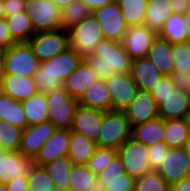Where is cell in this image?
Masks as SVG:
<instances>
[{
    "instance_id": "cb8c5ba5",
    "label": "cell",
    "mask_w": 190,
    "mask_h": 191,
    "mask_svg": "<svg viewBox=\"0 0 190 191\" xmlns=\"http://www.w3.org/2000/svg\"><path fill=\"white\" fill-rule=\"evenodd\" d=\"M78 104L101 111H112V100L104 80L94 82L78 100Z\"/></svg>"
},
{
    "instance_id": "b9f144b4",
    "label": "cell",
    "mask_w": 190,
    "mask_h": 191,
    "mask_svg": "<svg viewBox=\"0 0 190 191\" xmlns=\"http://www.w3.org/2000/svg\"><path fill=\"white\" fill-rule=\"evenodd\" d=\"M118 155V151L112 148L98 147L86 164L89 170L96 176Z\"/></svg>"
},
{
    "instance_id": "9f6ffc18",
    "label": "cell",
    "mask_w": 190,
    "mask_h": 191,
    "mask_svg": "<svg viewBox=\"0 0 190 191\" xmlns=\"http://www.w3.org/2000/svg\"><path fill=\"white\" fill-rule=\"evenodd\" d=\"M182 85L190 93V74L182 81Z\"/></svg>"
},
{
    "instance_id": "e575fe53",
    "label": "cell",
    "mask_w": 190,
    "mask_h": 191,
    "mask_svg": "<svg viewBox=\"0 0 190 191\" xmlns=\"http://www.w3.org/2000/svg\"><path fill=\"white\" fill-rule=\"evenodd\" d=\"M174 69L172 77L182 82L190 74V43L172 44Z\"/></svg>"
},
{
    "instance_id": "3957f363",
    "label": "cell",
    "mask_w": 190,
    "mask_h": 191,
    "mask_svg": "<svg viewBox=\"0 0 190 191\" xmlns=\"http://www.w3.org/2000/svg\"><path fill=\"white\" fill-rule=\"evenodd\" d=\"M67 31L69 47L83 60L92 56L97 45L104 39L101 26L92 13Z\"/></svg>"
},
{
    "instance_id": "5b68a950",
    "label": "cell",
    "mask_w": 190,
    "mask_h": 191,
    "mask_svg": "<svg viewBox=\"0 0 190 191\" xmlns=\"http://www.w3.org/2000/svg\"><path fill=\"white\" fill-rule=\"evenodd\" d=\"M48 121L56 129L71 130L75 108L78 100L73 98L64 87L46 94Z\"/></svg>"
},
{
    "instance_id": "7402d4cb",
    "label": "cell",
    "mask_w": 190,
    "mask_h": 191,
    "mask_svg": "<svg viewBox=\"0 0 190 191\" xmlns=\"http://www.w3.org/2000/svg\"><path fill=\"white\" fill-rule=\"evenodd\" d=\"M82 60L83 59L69 47L61 54L45 60L41 62V64L63 83L64 80L78 68Z\"/></svg>"
},
{
    "instance_id": "f907efd6",
    "label": "cell",
    "mask_w": 190,
    "mask_h": 191,
    "mask_svg": "<svg viewBox=\"0 0 190 191\" xmlns=\"http://www.w3.org/2000/svg\"><path fill=\"white\" fill-rule=\"evenodd\" d=\"M91 12L97 8L113 3L115 0H83Z\"/></svg>"
},
{
    "instance_id": "f35d334b",
    "label": "cell",
    "mask_w": 190,
    "mask_h": 191,
    "mask_svg": "<svg viewBox=\"0 0 190 191\" xmlns=\"http://www.w3.org/2000/svg\"><path fill=\"white\" fill-rule=\"evenodd\" d=\"M134 191H171V186L156 171H150L135 179Z\"/></svg>"
},
{
    "instance_id": "4fadbf2b",
    "label": "cell",
    "mask_w": 190,
    "mask_h": 191,
    "mask_svg": "<svg viewBox=\"0 0 190 191\" xmlns=\"http://www.w3.org/2000/svg\"><path fill=\"white\" fill-rule=\"evenodd\" d=\"M157 35L145 25L130 26L124 34L122 44L132 61L141 59L147 57Z\"/></svg>"
},
{
    "instance_id": "681fc988",
    "label": "cell",
    "mask_w": 190,
    "mask_h": 191,
    "mask_svg": "<svg viewBox=\"0 0 190 191\" xmlns=\"http://www.w3.org/2000/svg\"><path fill=\"white\" fill-rule=\"evenodd\" d=\"M173 13L185 14L190 11V0H171Z\"/></svg>"
},
{
    "instance_id": "1f68e13d",
    "label": "cell",
    "mask_w": 190,
    "mask_h": 191,
    "mask_svg": "<svg viewBox=\"0 0 190 191\" xmlns=\"http://www.w3.org/2000/svg\"><path fill=\"white\" fill-rule=\"evenodd\" d=\"M73 165V162L67 156H63L43 167L52 178L55 189L58 191H68L70 173Z\"/></svg>"
},
{
    "instance_id": "f5cc1de1",
    "label": "cell",
    "mask_w": 190,
    "mask_h": 191,
    "mask_svg": "<svg viewBox=\"0 0 190 191\" xmlns=\"http://www.w3.org/2000/svg\"><path fill=\"white\" fill-rule=\"evenodd\" d=\"M184 25L187 33V42L190 43V11L183 14Z\"/></svg>"
},
{
    "instance_id": "ac0fdd59",
    "label": "cell",
    "mask_w": 190,
    "mask_h": 191,
    "mask_svg": "<svg viewBox=\"0 0 190 191\" xmlns=\"http://www.w3.org/2000/svg\"><path fill=\"white\" fill-rule=\"evenodd\" d=\"M68 151L69 130L56 129L34 158V163L43 167L57 158L67 156Z\"/></svg>"
},
{
    "instance_id": "8fae6325",
    "label": "cell",
    "mask_w": 190,
    "mask_h": 191,
    "mask_svg": "<svg viewBox=\"0 0 190 191\" xmlns=\"http://www.w3.org/2000/svg\"><path fill=\"white\" fill-rule=\"evenodd\" d=\"M92 14L101 26L104 39L122 42L129 27L117 1L97 8Z\"/></svg>"
},
{
    "instance_id": "d6a6232c",
    "label": "cell",
    "mask_w": 190,
    "mask_h": 191,
    "mask_svg": "<svg viewBox=\"0 0 190 191\" xmlns=\"http://www.w3.org/2000/svg\"><path fill=\"white\" fill-rule=\"evenodd\" d=\"M12 39L18 42H27L35 31L27 12H18L5 17Z\"/></svg>"
},
{
    "instance_id": "d590c367",
    "label": "cell",
    "mask_w": 190,
    "mask_h": 191,
    "mask_svg": "<svg viewBox=\"0 0 190 191\" xmlns=\"http://www.w3.org/2000/svg\"><path fill=\"white\" fill-rule=\"evenodd\" d=\"M128 27L144 25L148 0H115Z\"/></svg>"
},
{
    "instance_id": "8992f818",
    "label": "cell",
    "mask_w": 190,
    "mask_h": 191,
    "mask_svg": "<svg viewBox=\"0 0 190 191\" xmlns=\"http://www.w3.org/2000/svg\"><path fill=\"white\" fill-rule=\"evenodd\" d=\"M39 64L28 42L14 43L4 49L5 74L33 77Z\"/></svg>"
},
{
    "instance_id": "4dcf8cb0",
    "label": "cell",
    "mask_w": 190,
    "mask_h": 191,
    "mask_svg": "<svg viewBox=\"0 0 190 191\" xmlns=\"http://www.w3.org/2000/svg\"><path fill=\"white\" fill-rule=\"evenodd\" d=\"M22 107L27 118L28 127L48 121L46 94L37 92L22 101Z\"/></svg>"
},
{
    "instance_id": "d6986e66",
    "label": "cell",
    "mask_w": 190,
    "mask_h": 191,
    "mask_svg": "<svg viewBox=\"0 0 190 191\" xmlns=\"http://www.w3.org/2000/svg\"><path fill=\"white\" fill-rule=\"evenodd\" d=\"M1 92L22 102L38 92L33 77L5 74L0 82Z\"/></svg>"
},
{
    "instance_id": "680465c9",
    "label": "cell",
    "mask_w": 190,
    "mask_h": 191,
    "mask_svg": "<svg viewBox=\"0 0 190 191\" xmlns=\"http://www.w3.org/2000/svg\"><path fill=\"white\" fill-rule=\"evenodd\" d=\"M5 11H4V5H3V0H0V19L5 18Z\"/></svg>"
},
{
    "instance_id": "6f0895ef",
    "label": "cell",
    "mask_w": 190,
    "mask_h": 191,
    "mask_svg": "<svg viewBox=\"0 0 190 191\" xmlns=\"http://www.w3.org/2000/svg\"><path fill=\"white\" fill-rule=\"evenodd\" d=\"M184 148L186 149L188 155L190 156V132H189L188 138L186 139Z\"/></svg>"
},
{
    "instance_id": "91938a15",
    "label": "cell",
    "mask_w": 190,
    "mask_h": 191,
    "mask_svg": "<svg viewBox=\"0 0 190 191\" xmlns=\"http://www.w3.org/2000/svg\"><path fill=\"white\" fill-rule=\"evenodd\" d=\"M0 191H8L6 184L0 183Z\"/></svg>"
},
{
    "instance_id": "60d3db41",
    "label": "cell",
    "mask_w": 190,
    "mask_h": 191,
    "mask_svg": "<svg viewBox=\"0 0 190 191\" xmlns=\"http://www.w3.org/2000/svg\"><path fill=\"white\" fill-rule=\"evenodd\" d=\"M33 79L35 81L38 92L48 94L55 89L63 87V83L51 72L47 70L41 63L38 65Z\"/></svg>"
},
{
    "instance_id": "f546056e",
    "label": "cell",
    "mask_w": 190,
    "mask_h": 191,
    "mask_svg": "<svg viewBox=\"0 0 190 191\" xmlns=\"http://www.w3.org/2000/svg\"><path fill=\"white\" fill-rule=\"evenodd\" d=\"M190 132V118L164 120V143L168 147H184Z\"/></svg>"
},
{
    "instance_id": "603a6c76",
    "label": "cell",
    "mask_w": 190,
    "mask_h": 191,
    "mask_svg": "<svg viewBox=\"0 0 190 191\" xmlns=\"http://www.w3.org/2000/svg\"><path fill=\"white\" fill-rule=\"evenodd\" d=\"M147 57L164 76H172L174 60L172 57V44L169 41L157 35Z\"/></svg>"
},
{
    "instance_id": "ab89813d",
    "label": "cell",
    "mask_w": 190,
    "mask_h": 191,
    "mask_svg": "<svg viewBox=\"0 0 190 191\" xmlns=\"http://www.w3.org/2000/svg\"><path fill=\"white\" fill-rule=\"evenodd\" d=\"M27 179L28 191H53L55 189L52 178L44 167L35 165Z\"/></svg>"
},
{
    "instance_id": "4316f807",
    "label": "cell",
    "mask_w": 190,
    "mask_h": 191,
    "mask_svg": "<svg viewBox=\"0 0 190 191\" xmlns=\"http://www.w3.org/2000/svg\"><path fill=\"white\" fill-rule=\"evenodd\" d=\"M68 191H104L87 165L74 164L70 173Z\"/></svg>"
},
{
    "instance_id": "7a4b0ae2",
    "label": "cell",
    "mask_w": 190,
    "mask_h": 191,
    "mask_svg": "<svg viewBox=\"0 0 190 191\" xmlns=\"http://www.w3.org/2000/svg\"><path fill=\"white\" fill-rule=\"evenodd\" d=\"M96 77L101 80L115 73H130L132 60L125 51L122 42L103 39L97 45L92 56L84 59Z\"/></svg>"
},
{
    "instance_id": "e0dca14e",
    "label": "cell",
    "mask_w": 190,
    "mask_h": 191,
    "mask_svg": "<svg viewBox=\"0 0 190 191\" xmlns=\"http://www.w3.org/2000/svg\"><path fill=\"white\" fill-rule=\"evenodd\" d=\"M103 111L77 105L75 108L71 130L97 141L102 125Z\"/></svg>"
},
{
    "instance_id": "f6af8a7d",
    "label": "cell",
    "mask_w": 190,
    "mask_h": 191,
    "mask_svg": "<svg viewBox=\"0 0 190 191\" xmlns=\"http://www.w3.org/2000/svg\"><path fill=\"white\" fill-rule=\"evenodd\" d=\"M98 182L104 187V191H134L135 179L125 173L120 180Z\"/></svg>"
},
{
    "instance_id": "277c9868",
    "label": "cell",
    "mask_w": 190,
    "mask_h": 191,
    "mask_svg": "<svg viewBox=\"0 0 190 191\" xmlns=\"http://www.w3.org/2000/svg\"><path fill=\"white\" fill-rule=\"evenodd\" d=\"M131 130L123 111H103L101 130L96 145L117 150L131 137Z\"/></svg>"
},
{
    "instance_id": "db71d44e",
    "label": "cell",
    "mask_w": 190,
    "mask_h": 191,
    "mask_svg": "<svg viewBox=\"0 0 190 191\" xmlns=\"http://www.w3.org/2000/svg\"><path fill=\"white\" fill-rule=\"evenodd\" d=\"M5 75V67H4V49L0 48V82Z\"/></svg>"
},
{
    "instance_id": "ba28073f",
    "label": "cell",
    "mask_w": 190,
    "mask_h": 191,
    "mask_svg": "<svg viewBox=\"0 0 190 191\" xmlns=\"http://www.w3.org/2000/svg\"><path fill=\"white\" fill-rule=\"evenodd\" d=\"M27 42L41 63L69 48V34L63 29L37 32Z\"/></svg>"
},
{
    "instance_id": "52a82bcc",
    "label": "cell",
    "mask_w": 190,
    "mask_h": 191,
    "mask_svg": "<svg viewBox=\"0 0 190 191\" xmlns=\"http://www.w3.org/2000/svg\"><path fill=\"white\" fill-rule=\"evenodd\" d=\"M61 10L53 0H27L25 6L35 33L61 29Z\"/></svg>"
},
{
    "instance_id": "30bf717a",
    "label": "cell",
    "mask_w": 190,
    "mask_h": 191,
    "mask_svg": "<svg viewBox=\"0 0 190 191\" xmlns=\"http://www.w3.org/2000/svg\"><path fill=\"white\" fill-rule=\"evenodd\" d=\"M117 151L123 162L125 173L134 179L151 171L147 146L143 143L137 142L130 137Z\"/></svg>"
},
{
    "instance_id": "6da1fadb",
    "label": "cell",
    "mask_w": 190,
    "mask_h": 191,
    "mask_svg": "<svg viewBox=\"0 0 190 191\" xmlns=\"http://www.w3.org/2000/svg\"><path fill=\"white\" fill-rule=\"evenodd\" d=\"M158 106V115L164 120L190 118V93L182 82L172 76H163L150 90Z\"/></svg>"
},
{
    "instance_id": "816d5d0a",
    "label": "cell",
    "mask_w": 190,
    "mask_h": 191,
    "mask_svg": "<svg viewBox=\"0 0 190 191\" xmlns=\"http://www.w3.org/2000/svg\"><path fill=\"white\" fill-rule=\"evenodd\" d=\"M171 191H190V176L173 185Z\"/></svg>"
},
{
    "instance_id": "d4e9b609",
    "label": "cell",
    "mask_w": 190,
    "mask_h": 191,
    "mask_svg": "<svg viewBox=\"0 0 190 191\" xmlns=\"http://www.w3.org/2000/svg\"><path fill=\"white\" fill-rule=\"evenodd\" d=\"M97 148L96 142L83 134L69 130V151L67 157L73 164L86 165Z\"/></svg>"
},
{
    "instance_id": "11a10c76",
    "label": "cell",
    "mask_w": 190,
    "mask_h": 191,
    "mask_svg": "<svg viewBox=\"0 0 190 191\" xmlns=\"http://www.w3.org/2000/svg\"><path fill=\"white\" fill-rule=\"evenodd\" d=\"M61 9L69 6L72 2L76 0H53Z\"/></svg>"
},
{
    "instance_id": "83f0119b",
    "label": "cell",
    "mask_w": 190,
    "mask_h": 191,
    "mask_svg": "<svg viewBox=\"0 0 190 191\" xmlns=\"http://www.w3.org/2000/svg\"><path fill=\"white\" fill-rule=\"evenodd\" d=\"M171 0H148L144 25L156 34L162 29L164 22L173 13Z\"/></svg>"
},
{
    "instance_id": "c3c4849f",
    "label": "cell",
    "mask_w": 190,
    "mask_h": 191,
    "mask_svg": "<svg viewBox=\"0 0 190 191\" xmlns=\"http://www.w3.org/2000/svg\"><path fill=\"white\" fill-rule=\"evenodd\" d=\"M8 191H28L27 177H17L6 183Z\"/></svg>"
},
{
    "instance_id": "7c38bea8",
    "label": "cell",
    "mask_w": 190,
    "mask_h": 191,
    "mask_svg": "<svg viewBox=\"0 0 190 191\" xmlns=\"http://www.w3.org/2000/svg\"><path fill=\"white\" fill-rule=\"evenodd\" d=\"M104 81L112 100V111H123L139 91L130 73H115Z\"/></svg>"
},
{
    "instance_id": "836d02e7",
    "label": "cell",
    "mask_w": 190,
    "mask_h": 191,
    "mask_svg": "<svg viewBox=\"0 0 190 191\" xmlns=\"http://www.w3.org/2000/svg\"><path fill=\"white\" fill-rule=\"evenodd\" d=\"M158 36L166 39L171 44L187 42V33L182 14L172 13L164 22Z\"/></svg>"
},
{
    "instance_id": "8d00e7d4",
    "label": "cell",
    "mask_w": 190,
    "mask_h": 191,
    "mask_svg": "<svg viewBox=\"0 0 190 191\" xmlns=\"http://www.w3.org/2000/svg\"><path fill=\"white\" fill-rule=\"evenodd\" d=\"M92 12L83 0H76L61 10V29L68 30L88 17Z\"/></svg>"
},
{
    "instance_id": "44dd1931",
    "label": "cell",
    "mask_w": 190,
    "mask_h": 191,
    "mask_svg": "<svg viewBox=\"0 0 190 191\" xmlns=\"http://www.w3.org/2000/svg\"><path fill=\"white\" fill-rule=\"evenodd\" d=\"M98 80L89 64L82 60L78 68L64 82V89L75 99L79 100L85 91Z\"/></svg>"
},
{
    "instance_id": "ffe728a7",
    "label": "cell",
    "mask_w": 190,
    "mask_h": 191,
    "mask_svg": "<svg viewBox=\"0 0 190 191\" xmlns=\"http://www.w3.org/2000/svg\"><path fill=\"white\" fill-rule=\"evenodd\" d=\"M131 77L140 91H148L164 76L148 57L132 61Z\"/></svg>"
},
{
    "instance_id": "bcb514c9",
    "label": "cell",
    "mask_w": 190,
    "mask_h": 191,
    "mask_svg": "<svg viewBox=\"0 0 190 191\" xmlns=\"http://www.w3.org/2000/svg\"><path fill=\"white\" fill-rule=\"evenodd\" d=\"M27 0H3L5 15L10 16L24 12Z\"/></svg>"
},
{
    "instance_id": "9a60e30c",
    "label": "cell",
    "mask_w": 190,
    "mask_h": 191,
    "mask_svg": "<svg viewBox=\"0 0 190 191\" xmlns=\"http://www.w3.org/2000/svg\"><path fill=\"white\" fill-rule=\"evenodd\" d=\"M34 166L33 158L0 148V183L6 184L14 178L27 177Z\"/></svg>"
},
{
    "instance_id": "9c48e42d",
    "label": "cell",
    "mask_w": 190,
    "mask_h": 191,
    "mask_svg": "<svg viewBox=\"0 0 190 191\" xmlns=\"http://www.w3.org/2000/svg\"><path fill=\"white\" fill-rule=\"evenodd\" d=\"M172 187L190 176V156L184 147H169L156 170Z\"/></svg>"
},
{
    "instance_id": "5bb4252c",
    "label": "cell",
    "mask_w": 190,
    "mask_h": 191,
    "mask_svg": "<svg viewBox=\"0 0 190 191\" xmlns=\"http://www.w3.org/2000/svg\"><path fill=\"white\" fill-rule=\"evenodd\" d=\"M123 112L126 115L131 128L159 117L156 100L148 91L139 90L135 98Z\"/></svg>"
},
{
    "instance_id": "7dc6e473",
    "label": "cell",
    "mask_w": 190,
    "mask_h": 191,
    "mask_svg": "<svg viewBox=\"0 0 190 191\" xmlns=\"http://www.w3.org/2000/svg\"><path fill=\"white\" fill-rule=\"evenodd\" d=\"M14 43L16 42L11 37L6 19H0V48L7 49Z\"/></svg>"
},
{
    "instance_id": "7bdbcfd3",
    "label": "cell",
    "mask_w": 190,
    "mask_h": 191,
    "mask_svg": "<svg viewBox=\"0 0 190 191\" xmlns=\"http://www.w3.org/2000/svg\"><path fill=\"white\" fill-rule=\"evenodd\" d=\"M125 169L121 158L117 155L104 170L97 175V181H114L122 179Z\"/></svg>"
},
{
    "instance_id": "f1b7e54d",
    "label": "cell",
    "mask_w": 190,
    "mask_h": 191,
    "mask_svg": "<svg viewBox=\"0 0 190 191\" xmlns=\"http://www.w3.org/2000/svg\"><path fill=\"white\" fill-rule=\"evenodd\" d=\"M0 121H6L24 130L28 127L22 102L14 100L10 95L0 93Z\"/></svg>"
},
{
    "instance_id": "2e32d148",
    "label": "cell",
    "mask_w": 190,
    "mask_h": 191,
    "mask_svg": "<svg viewBox=\"0 0 190 191\" xmlns=\"http://www.w3.org/2000/svg\"><path fill=\"white\" fill-rule=\"evenodd\" d=\"M55 131V126L49 121L26 127L22 132L19 152L27 158L34 159Z\"/></svg>"
},
{
    "instance_id": "ee69618b",
    "label": "cell",
    "mask_w": 190,
    "mask_h": 191,
    "mask_svg": "<svg viewBox=\"0 0 190 191\" xmlns=\"http://www.w3.org/2000/svg\"><path fill=\"white\" fill-rule=\"evenodd\" d=\"M168 148L169 147L164 142L147 146L149 167L151 171H156L159 168Z\"/></svg>"
},
{
    "instance_id": "484cf974",
    "label": "cell",
    "mask_w": 190,
    "mask_h": 191,
    "mask_svg": "<svg viewBox=\"0 0 190 191\" xmlns=\"http://www.w3.org/2000/svg\"><path fill=\"white\" fill-rule=\"evenodd\" d=\"M131 138L145 146L164 142V119L157 117L133 126Z\"/></svg>"
},
{
    "instance_id": "74e56055",
    "label": "cell",
    "mask_w": 190,
    "mask_h": 191,
    "mask_svg": "<svg viewBox=\"0 0 190 191\" xmlns=\"http://www.w3.org/2000/svg\"><path fill=\"white\" fill-rule=\"evenodd\" d=\"M23 130L0 121V148L8 152H19Z\"/></svg>"
}]
</instances>
